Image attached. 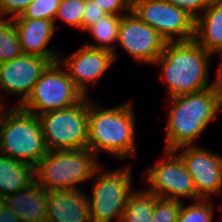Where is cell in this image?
I'll use <instances>...</instances> for the list:
<instances>
[{
    "label": "cell",
    "instance_id": "cell-1",
    "mask_svg": "<svg viewBox=\"0 0 222 222\" xmlns=\"http://www.w3.org/2000/svg\"><path fill=\"white\" fill-rule=\"evenodd\" d=\"M194 39L167 42L163 53L153 63L160 66L168 97L196 93L212 87L210 57Z\"/></svg>",
    "mask_w": 222,
    "mask_h": 222
},
{
    "label": "cell",
    "instance_id": "cell-2",
    "mask_svg": "<svg viewBox=\"0 0 222 222\" xmlns=\"http://www.w3.org/2000/svg\"><path fill=\"white\" fill-rule=\"evenodd\" d=\"M132 101L113 108H102L89 99L88 148L97 156L104 151L119 161L134 157L135 113Z\"/></svg>",
    "mask_w": 222,
    "mask_h": 222
},
{
    "label": "cell",
    "instance_id": "cell-3",
    "mask_svg": "<svg viewBox=\"0 0 222 222\" xmlns=\"http://www.w3.org/2000/svg\"><path fill=\"white\" fill-rule=\"evenodd\" d=\"M166 126L167 151L184 146H194V141L208 127L220 111L213 87L169 98Z\"/></svg>",
    "mask_w": 222,
    "mask_h": 222
},
{
    "label": "cell",
    "instance_id": "cell-4",
    "mask_svg": "<svg viewBox=\"0 0 222 222\" xmlns=\"http://www.w3.org/2000/svg\"><path fill=\"white\" fill-rule=\"evenodd\" d=\"M98 162V156L88 147L48 151L34 167V180L46 191L81 189L79 183L93 180L94 172L102 165Z\"/></svg>",
    "mask_w": 222,
    "mask_h": 222
},
{
    "label": "cell",
    "instance_id": "cell-5",
    "mask_svg": "<svg viewBox=\"0 0 222 222\" xmlns=\"http://www.w3.org/2000/svg\"><path fill=\"white\" fill-rule=\"evenodd\" d=\"M47 152L38 116L10 107L0 127V154L34 168Z\"/></svg>",
    "mask_w": 222,
    "mask_h": 222
},
{
    "label": "cell",
    "instance_id": "cell-6",
    "mask_svg": "<svg viewBox=\"0 0 222 222\" xmlns=\"http://www.w3.org/2000/svg\"><path fill=\"white\" fill-rule=\"evenodd\" d=\"M86 97L73 106L38 115L48 151L88 147L89 99Z\"/></svg>",
    "mask_w": 222,
    "mask_h": 222
},
{
    "label": "cell",
    "instance_id": "cell-7",
    "mask_svg": "<svg viewBox=\"0 0 222 222\" xmlns=\"http://www.w3.org/2000/svg\"><path fill=\"white\" fill-rule=\"evenodd\" d=\"M130 166L106 172L102 171L101 165L94 172L92 197L87 195L92 222H112L115 219L121 222L127 199L134 190Z\"/></svg>",
    "mask_w": 222,
    "mask_h": 222
},
{
    "label": "cell",
    "instance_id": "cell-8",
    "mask_svg": "<svg viewBox=\"0 0 222 222\" xmlns=\"http://www.w3.org/2000/svg\"><path fill=\"white\" fill-rule=\"evenodd\" d=\"M84 94L74 85L66 68L59 61L51 63L34 85L22 109L41 115L73 106Z\"/></svg>",
    "mask_w": 222,
    "mask_h": 222
},
{
    "label": "cell",
    "instance_id": "cell-9",
    "mask_svg": "<svg viewBox=\"0 0 222 222\" xmlns=\"http://www.w3.org/2000/svg\"><path fill=\"white\" fill-rule=\"evenodd\" d=\"M132 12L167 42L194 39L195 19L166 0H133Z\"/></svg>",
    "mask_w": 222,
    "mask_h": 222
},
{
    "label": "cell",
    "instance_id": "cell-10",
    "mask_svg": "<svg viewBox=\"0 0 222 222\" xmlns=\"http://www.w3.org/2000/svg\"><path fill=\"white\" fill-rule=\"evenodd\" d=\"M164 159L144 172L145 184L149 186L146 191L158 197L174 199H200L197 194L193 179L187 172L186 166L175 151L165 150ZM183 197V198H182Z\"/></svg>",
    "mask_w": 222,
    "mask_h": 222
},
{
    "label": "cell",
    "instance_id": "cell-11",
    "mask_svg": "<svg viewBox=\"0 0 222 222\" xmlns=\"http://www.w3.org/2000/svg\"><path fill=\"white\" fill-rule=\"evenodd\" d=\"M117 44L137 62L152 65L167 41L133 12L121 16Z\"/></svg>",
    "mask_w": 222,
    "mask_h": 222
},
{
    "label": "cell",
    "instance_id": "cell-12",
    "mask_svg": "<svg viewBox=\"0 0 222 222\" xmlns=\"http://www.w3.org/2000/svg\"><path fill=\"white\" fill-rule=\"evenodd\" d=\"M175 152L185 164L201 198H211L210 195L222 193V155L196 144L180 147Z\"/></svg>",
    "mask_w": 222,
    "mask_h": 222
},
{
    "label": "cell",
    "instance_id": "cell-13",
    "mask_svg": "<svg viewBox=\"0 0 222 222\" xmlns=\"http://www.w3.org/2000/svg\"><path fill=\"white\" fill-rule=\"evenodd\" d=\"M52 62L45 57L22 54L0 64V87L6 94L18 95L14 106H21L29 97L36 82Z\"/></svg>",
    "mask_w": 222,
    "mask_h": 222
},
{
    "label": "cell",
    "instance_id": "cell-14",
    "mask_svg": "<svg viewBox=\"0 0 222 222\" xmlns=\"http://www.w3.org/2000/svg\"><path fill=\"white\" fill-rule=\"evenodd\" d=\"M59 62L66 68L74 85L86 96L88 85L97 84L115 62L111 51L93 48L85 44Z\"/></svg>",
    "mask_w": 222,
    "mask_h": 222
},
{
    "label": "cell",
    "instance_id": "cell-15",
    "mask_svg": "<svg viewBox=\"0 0 222 222\" xmlns=\"http://www.w3.org/2000/svg\"><path fill=\"white\" fill-rule=\"evenodd\" d=\"M23 54L59 61L60 53L48 48L55 31L54 21L45 19L13 18Z\"/></svg>",
    "mask_w": 222,
    "mask_h": 222
},
{
    "label": "cell",
    "instance_id": "cell-16",
    "mask_svg": "<svg viewBox=\"0 0 222 222\" xmlns=\"http://www.w3.org/2000/svg\"><path fill=\"white\" fill-rule=\"evenodd\" d=\"M47 222H92L87 195L81 189L47 191Z\"/></svg>",
    "mask_w": 222,
    "mask_h": 222
},
{
    "label": "cell",
    "instance_id": "cell-17",
    "mask_svg": "<svg viewBox=\"0 0 222 222\" xmlns=\"http://www.w3.org/2000/svg\"><path fill=\"white\" fill-rule=\"evenodd\" d=\"M2 204L20 217L21 222L47 220V191L35 180L26 188L2 198Z\"/></svg>",
    "mask_w": 222,
    "mask_h": 222
},
{
    "label": "cell",
    "instance_id": "cell-18",
    "mask_svg": "<svg viewBox=\"0 0 222 222\" xmlns=\"http://www.w3.org/2000/svg\"><path fill=\"white\" fill-rule=\"evenodd\" d=\"M194 40L206 52L222 54V0H211L195 20Z\"/></svg>",
    "mask_w": 222,
    "mask_h": 222
},
{
    "label": "cell",
    "instance_id": "cell-19",
    "mask_svg": "<svg viewBox=\"0 0 222 222\" xmlns=\"http://www.w3.org/2000/svg\"><path fill=\"white\" fill-rule=\"evenodd\" d=\"M34 181V168L0 154V197L13 195Z\"/></svg>",
    "mask_w": 222,
    "mask_h": 222
},
{
    "label": "cell",
    "instance_id": "cell-20",
    "mask_svg": "<svg viewBox=\"0 0 222 222\" xmlns=\"http://www.w3.org/2000/svg\"><path fill=\"white\" fill-rule=\"evenodd\" d=\"M121 16L122 15L107 14L106 16L99 18L95 24L86 30L87 32H90L99 44L96 42L90 43V41H87L84 44L93 48L111 51L116 60L118 57V54L116 53V45Z\"/></svg>",
    "mask_w": 222,
    "mask_h": 222
},
{
    "label": "cell",
    "instance_id": "cell-21",
    "mask_svg": "<svg viewBox=\"0 0 222 222\" xmlns=\"http://www.w3.org/2000/svg\"><path fill=\"white\" fill-rule=\"evenodd\" d=\"M155 201V194L134 190L127 199L121 222H152Z\"/></svg>",
    "mask_w": 222,
    "mask_h": 222
},
{
    "label": "cell",
    "instance_id": "cell-22",
    "mask_svg": "<svg viewBox=\"0 0 222 222\" xmlns=\"http://www.w3.org/2000/svg\"><path fill=\"white\" fill-rule=\"evenodd\" d=\"M23 54L12 18H0V64Z\"/></svg>",
    "mask_w": 222,
    "mask_h": 222
},
{
    "label": "cell",
    "instance_id": "cell-23",
    "mask_svg": "<svg viewBox=\"0 0 222 222\" xmlns=\"http://www.w3.org/2000/svg\"><path fill=\"white\" fill-rule=\"evenodd\" d=\"M212 198H200L195 203L181 205L177 222H212L214 208Z\"/></svg>",
    "mask_w": 222,
    "mask_h": 222
},
{
    "label": "cell",
    "instance_id": "cell-24",
    "mask_svg": "<svg viewBox=\"0 0 222 222\" xmlns=\"http://www.w3.org/2000/svg\"><path fill=\"white\" fill-rule=\"evenodd\" d=\"M86 0H61L54 19H60L71 27L82 31V19L84 13V5Z\"/></svg>",
    "mask_w": 222,
    "mask_h": 222
},
{
    "label": "cell",
    "instance_id": "cell-25",
    "mask_svg": "<svg viewBox=\"0 0 222 222\" xmlns=\"http://www.w3.org/2000/svg\"><path fill=\"white\" fill-rule=\"evenodd\" d=\"M61 0H34L15 18L45 19L54 21Z\"/></svg>",
    "mask_w": 222,
    "mask_h": 222
},
{
    "label": "cell",
    "instance_id": "cell-26",
    "mask_svg": "<svg viewBox=\"0 0 222 222\" xmlns=\"http://www.w3.org/2000/svg\"><path fill=\"white\" fill-rule=\"evenodd\" d=\"M182 202L156 196L152 222H177Z\"/></svg>",
    "mask_w": 222,
    "mask_h": 222
},
{
    "label": "cell",
    "instance_id": "cell-27",
    "mask_svg": "<svg viewBox=\"0 0 222 222\" xmlns=\"http://www.w3.org/2000/svg\"><path fill=\"white\" fill-rule=\"evenodd\" d=\"M106 13L125 15L132 12L133 0H93ZM126 12V13H124Z\"/></svg>",
    "mask_w": 222,
    "mask_h": 222
},
{
    "label": "cell",
    "instance_id": "cell-28",
    "mask_svg": "<svg viewBox=\"0 0 222 222\" xmlns=\"http://www.w3.org/2000/svg\"><path fill=\"white\" fill-rule=\"evenodd\" d=\"M181 10L186 11L195 20L204 12L211 0H166Z\"/></svg>",
    "mask_w": 222,
    "mask_h": 222
},
{
    "label": "cell",
    "instance_id": "cell-29",
    "mask_svg": "<svg viewBox=\"0 0 222 222\" xmlns=\"http://www.w3.org/2000/svg\"><path fill=\"white\" fill-rule=\"evenodd\" d=\"M34 0H0V18L11 15L10 18H15L21 15L26 8Z\"/></svg>",
    "mask_w": 222,
    "mask_h": 222
},
{
    "label": "cell",
    "instance_id": "cell-30",
    "mask_svg": "<svg viewBox=\"0 0 222 222\" xmlns=\"http://www.w3.org/2000/svg\"><path fill=\"white\" fill-rule=\"evenodd\" d=\"M106 13L101 7L96 5L93 0H86L84 5V13L82 19V32L86 31L90 26L95 24L99 18L106 16Z\"/></svg>",
    "mask_w": 222,
    "mask_h": 222
},
{
    "label": "cell",
    "instance_id": "cell-31",
    "mask_svg": "<svg viewBox=\"0 0 222 222\" xmlns=\"http://www.w3.org/2000/svg\"><path fill=\"white\" fill-rule=\"evenodd\" d=\"M220 59V66L217 71V77L216 80L212 82V87L214 90V93L216 94V98L218 100V105L221 110L222 108V54L219 56Z\"/></svg>",
    "mask_w": 222,
    "mask_h": 222
},
{
    "label": "cell",
    "instance_id": "cell-32",
    "mask_svg": "<svg viewBox=\"0 0 222 222\" xmlns=\"http://www.w3.org/2000/svg\"><path fill=\"white\" fill-rule=\"evenodd\" d=\"M0 222H21L14 212L9 210L5 205H0Z\"/></svg>",
    "mask_w": 222,
    "mask_h": 222
},
{
    "label": "cell",
    "instance_id": "cell-33",
    "mask_svg": "<svg viewBox=\"0 0 222 222\" xmlns=\"http://www.w3.org/2000/svg\"><path fill=\"white\" fill-rule=\"evenodd\" d=\"M4 108H5L4 103H3V101L1 102V100H0V127L2 125L4 118H5V115L8 113V110H10V108L9 109H6V108L4 109Z\"/></svg>",
    "mask_w": 222,
    "mask_h": 222
}]
</instances>
